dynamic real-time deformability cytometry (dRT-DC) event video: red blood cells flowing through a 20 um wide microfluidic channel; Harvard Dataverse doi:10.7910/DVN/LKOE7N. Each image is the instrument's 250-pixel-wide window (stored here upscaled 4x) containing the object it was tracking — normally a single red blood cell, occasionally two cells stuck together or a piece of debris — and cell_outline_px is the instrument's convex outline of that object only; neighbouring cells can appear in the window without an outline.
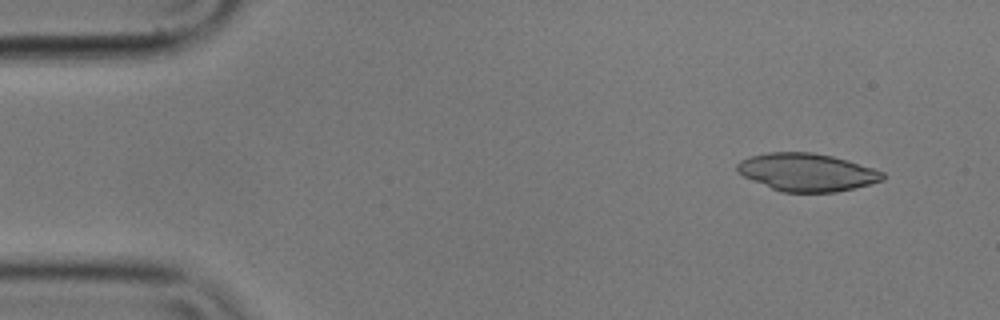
{"species": "common noctule bat (a hibernating species)", "species_latin": "Nyctalus noctula", "temperature_condition": "cold", "stored_images_in_passage": 4, "camera_frame_rate_fps": 3000, "um_per_image_px": 0.085, "animal": {"sex": "male", "body_mass_g": 17.9}, "frame": {"image": 1, "passage_image": 2, "time_ms": 0.333, "image_size_px": [1000, 320], "cell_outline_px": [[884, 180], [836, 192], [780, 192], [752, 180], [736, 172], [736, 164], [740, 160], [748, 156], [768, 152], [812, 152], [832, 156], [848, 160], [884, 172]], "centroid_in_image_um": [68.54, 14.63], "position_along_channel_um": 16.5, "area_um2": 32.08}}